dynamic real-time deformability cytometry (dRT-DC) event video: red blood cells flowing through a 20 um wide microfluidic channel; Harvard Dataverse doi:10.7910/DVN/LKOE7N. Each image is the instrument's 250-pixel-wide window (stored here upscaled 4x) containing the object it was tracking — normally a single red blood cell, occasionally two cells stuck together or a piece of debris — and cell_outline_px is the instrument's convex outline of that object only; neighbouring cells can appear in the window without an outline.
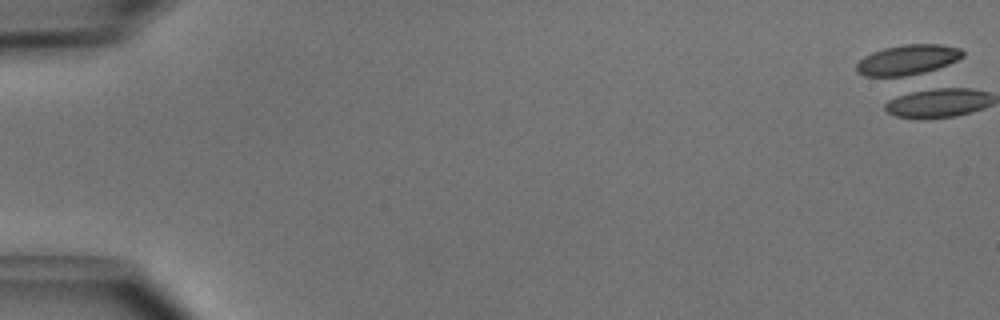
{"species": "common noctule bat (a hibernating species)", "species_latin": "Nyctalus noctula", "temperature_condition": "cold", "stored_images_in_passage": 51, "camera_frame_rate_fps": 3000, "um_per_image_px": 0.085, "animal": {"sex": "male", "body_mass_g": 15.6}, "frame": {"image": 1, "passage_image": 1, "time_ms": 0.0, "image_size_px": [1000, 320], "cell_outline_px": [[964, 56], [948, 64], [916, 76], [896, 80], [864, 76], [856, 72], [856, 64], [864, 56], [872, 52], [884, 48], [904, 44], [940, 44], [960, 48], [964, 52]], "centroid_in_image_um": [77.09, 5.15], "position_along_channel_um": 7.9, "area_um2": 19.59}}